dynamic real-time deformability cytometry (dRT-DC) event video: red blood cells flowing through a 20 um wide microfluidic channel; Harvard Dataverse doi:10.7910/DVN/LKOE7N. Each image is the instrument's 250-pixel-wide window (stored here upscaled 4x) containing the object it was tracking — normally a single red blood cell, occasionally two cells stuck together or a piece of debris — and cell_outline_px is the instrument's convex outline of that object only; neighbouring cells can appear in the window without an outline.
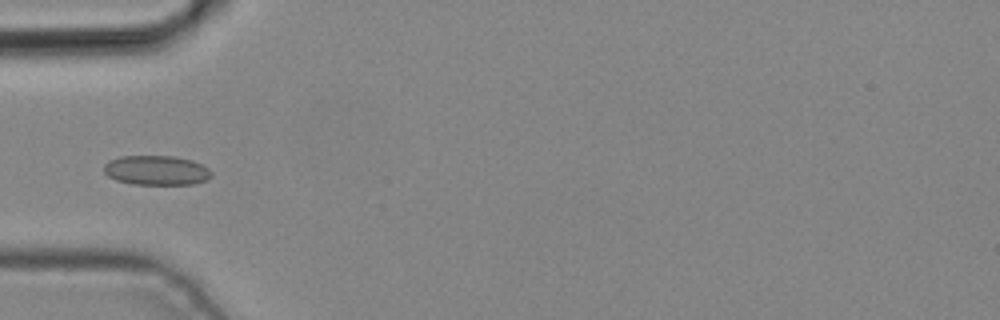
{"species": "common noctule bat (a hibernating species)", "species_latin": "Nyctalus noctula", "temperature_condition": "cold", "stored_images_in_passage": 3, "camera_frame_rate_fps": 3000, "um_per_image_px": 0.085, "animal": {"sex": "male", "body_mass_g": 19.2, "forearm_length_mm": 51.8}, "frame": {"image": 1, "passage_image": 2, "time_ms": 0.333, "image_size_px": [1000, 320], "cell_outline_px": [[212, 176], [204, 180], [192, 184], [132, 184], [116, 180], [108, 176], [104, 172], [104, 164], [108, 160], [120, 156], [172, 156], [192, 160], [208, 168], [212, 172]], "centroid_in_image_um": [13.26, 14.47], "position_along_channel_um": 71.7, "area_um2": 18.5}}
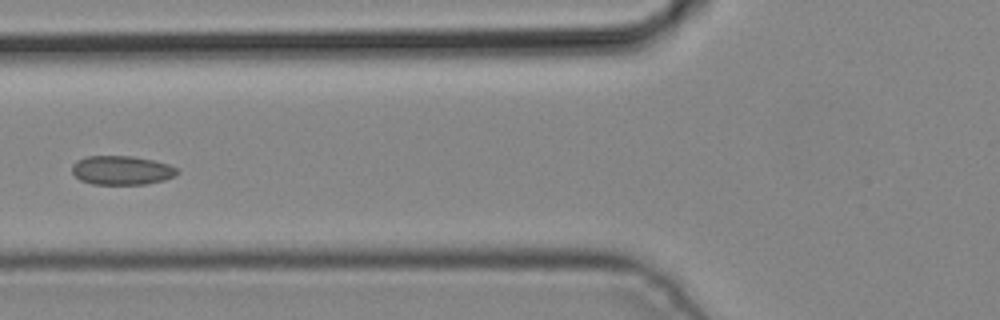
{"frame": {"image": 2, "passage_image": 3, "time_ms": 0.667, "image_size_px": [1000, 320], "cell_outline_px": [[180, 172], [176, 176], [164, 180], [148, 184], [92, 184], [80, 180], [72, 172], [72, 164], [76, 160], [88, 156], [132, 156], [152, 160], [168, 164], [180, 168]], "centroid_in_image_um": [10.38, 14.47], "position_along_channel_um": 115.4, "area_um2": 17.98}}